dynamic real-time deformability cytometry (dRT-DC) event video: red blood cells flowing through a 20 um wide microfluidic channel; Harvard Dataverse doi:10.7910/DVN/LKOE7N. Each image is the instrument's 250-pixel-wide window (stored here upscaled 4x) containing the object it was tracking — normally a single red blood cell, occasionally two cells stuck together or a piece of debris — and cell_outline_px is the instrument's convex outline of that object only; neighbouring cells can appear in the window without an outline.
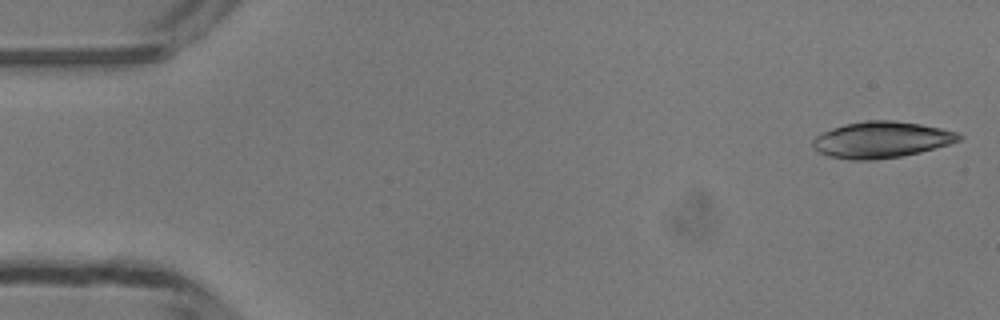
{"species": "common noctule bat (a hibernating species)", "species_latin": "Nyctalus noctula", "temperature_condition": "room temperature", "stored_images_in_passage": 47, "camera_frame_rate_fps": 3000, "um_per_image_px": 0.085, "animal": {"sex": "male", "body_mass_g": 13.3}, "frame": {"image": 1, "passage_image": 1, "time_ms": 0.0, "image_size_px": [1000, 320], "cell_outline_px": [[964, 136], [960, 140], [948, 144], [920, 152], [900, 156], [876, 160], [852, 160], [828, 156], [820, 152], [812, 144], [812, 140], [820, 132], [844, 124], [864, 120], [892, 120], [920, 124], [960, 132]], "centroid_in_image_um": [74.92, 11.87], "position_along_channel_um": 10.1, "area_um2": 30.98}}